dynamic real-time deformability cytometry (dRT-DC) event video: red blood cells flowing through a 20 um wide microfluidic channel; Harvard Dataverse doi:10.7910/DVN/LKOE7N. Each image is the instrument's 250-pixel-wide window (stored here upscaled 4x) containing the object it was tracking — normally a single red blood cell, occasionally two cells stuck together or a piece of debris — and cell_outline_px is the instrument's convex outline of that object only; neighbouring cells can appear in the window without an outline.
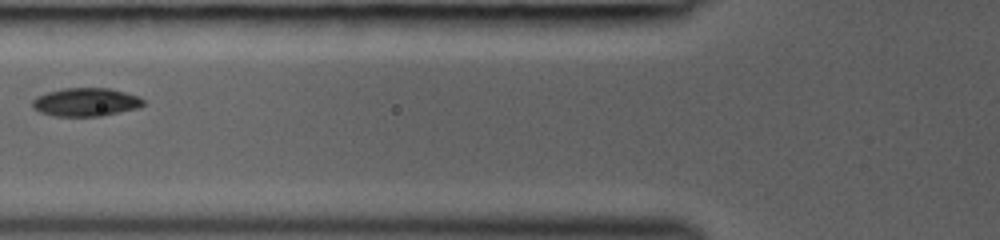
{"species": "common noctule bat (a hibernating species)", "species_latin": "Nyctalus noctula", "temperature_condition": "room temperature", "stored_images_in_passage": 7, "camera_frame_rate_fps": 3000, "um_per_image_px": 0.085, "animal": {"sex": "female", "body_mass_g": 19.0, "forearm_length_mm": 53.3}, "frame": {"image": 1, "passage_image": 4, "time_ms": 2.333, "image_size_px": [1000, 240], "cell_outline_px": [[144, 104], [140, 108], [100, 116], [56, 116], [40, 112], [32, 108], [32, 100], [36, 96], [48, 92], [64, 88], [108, 88], [124, 92], [136, 96], [144, 100]], "centroid_in_image_um": [7.28, 8.68], "position_along_channel_um": 118.5, "area_um2": 18.26}}